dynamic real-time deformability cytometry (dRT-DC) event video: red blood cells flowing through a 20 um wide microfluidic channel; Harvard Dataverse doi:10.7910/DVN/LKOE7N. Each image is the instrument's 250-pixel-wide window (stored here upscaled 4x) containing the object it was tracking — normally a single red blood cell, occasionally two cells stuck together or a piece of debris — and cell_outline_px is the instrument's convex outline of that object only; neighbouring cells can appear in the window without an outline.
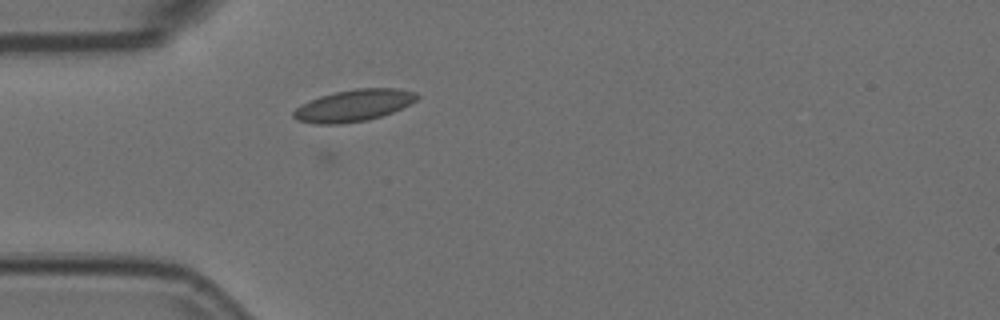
{"species": "Egyptian fruit bat (a non-hibernating species)", "species_latin": "Rousettus aegyptiacus", "temperature_condition": "room temperature", "stored_images_in_passage": 46, "camera_frame_rate_fps": 3000, "um_per_image_px": 0.085, "animal": {"sex": "female"}, "frame": {"image": 1, "passage_image": 9, "time_ms": 2.667, "image_size_px": [1000, 320], "cell_outline_px": [[420, 96], [416, 100], [392, 112], [368, 120], [340, 124], [316, 124], [296, 120], [292, 116], [292, 112], [300, 104], [320, 96], [336, 92], [356, 88], [396, 88], [416, 92]], "centroid_in_image_um": [30.03, 8.97], "position_along_channel_um": 55.0, "area_um2": 22.83}}
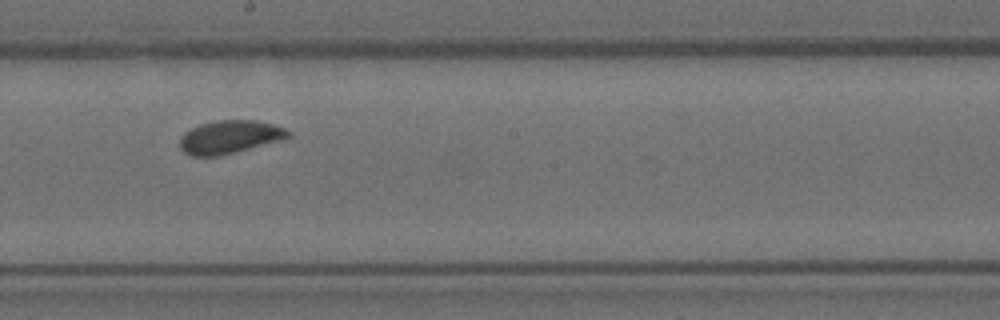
{"frame": {"image": 2, "passage_image": 24, "time_ms": 7.667, "image_size_px": [1000, 320], "cell_outline_px": [[292, 136], [284, 140], [220, 156], [192, 156], [184, 152], [180, 148], [180, 136], [184, 132], [200, 124], [216, 120], [256, 120], [272, 124], [284, 128], [292, 132]], "centroid_in_image_um": [19.55, 11.65], "position_along_channel_um": 228.6, "area_um2": 21.21}}
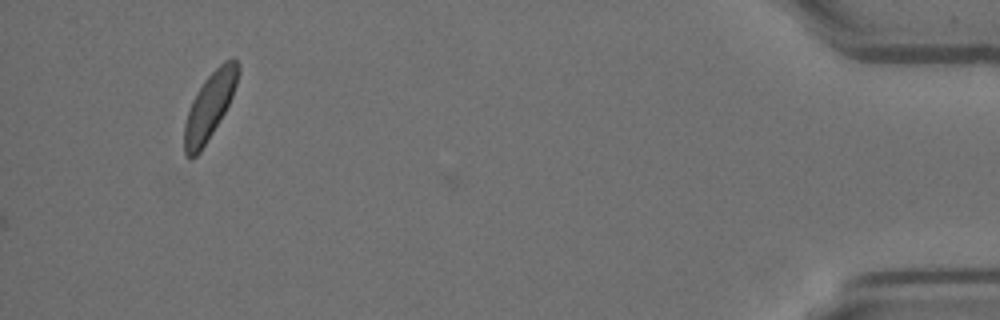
{"frame": {"image": 3, "passage_image": 46, "time_ms": 15.0, "image_size_px": [1000, 320], "cell_outline_px": [[240, 72], [232, 96], [220, 120], [200, 152], [192, 160], [188, 160], [184, 156], [184, 124], [192, 100], [196, 92], [204, 80], [224, 60], [232, 56], [240, 64]], "centroid_in_image_um": [17.8, 9.02], "position_along_channel_um": 417.4, "area_um2": 20.92}, "authors_computed_cell_mechanics": {"area_um2": 20.6057, "velocity_mm_per_s": 3.5869, "shape_relaxation_time_tau1_ms": 2.4095, "shape_relaxation_time_tau2_ms": null, "deformation_change_tau1": 0.0746, "deformation_change_tau2": null}}